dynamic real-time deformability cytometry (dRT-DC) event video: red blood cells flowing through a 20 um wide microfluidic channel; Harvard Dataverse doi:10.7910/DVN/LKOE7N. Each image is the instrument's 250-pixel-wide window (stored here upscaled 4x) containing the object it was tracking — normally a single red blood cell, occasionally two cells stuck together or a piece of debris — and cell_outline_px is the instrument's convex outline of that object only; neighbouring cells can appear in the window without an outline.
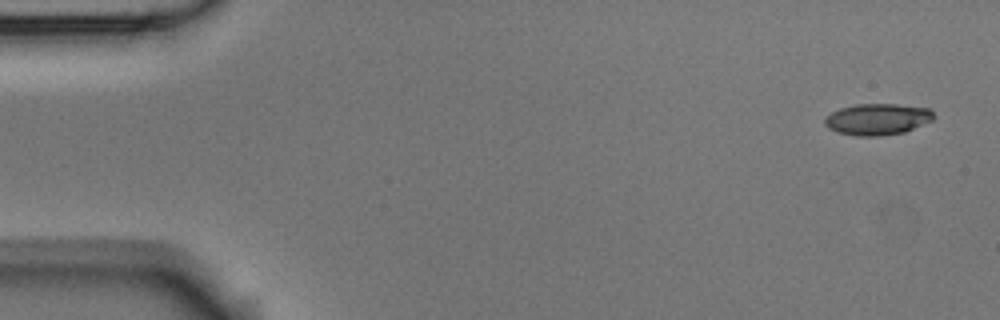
{"species": "Egyptian fruit bat (a non-hibernating species)", "species_latin": "Rousettus aegyptiacus", "temperature_condition": "room temperature", "stored_images_in_passage": 4, "camera_frame_rate_fps": 3000, "um_per_image_px": 0.085, "animal": {"sex": "male"}, "frame": {"image": 1, "passage_image": 1, "time_ms": 0.0, "image_size_px": [1000, 320], "cell_outline_px": [[936, 116], [932, 120], [904, 132], [880, 136], [856, 136], [836, 132], [828, 128], [824, 124], [824, 116], [840, 108], [856, 104], [896, 104], [932, 108]], "centroid_in_image_um": [74.58, 10.13], "position_along_channel_um": 10.4, "area_um2": 20.17}}
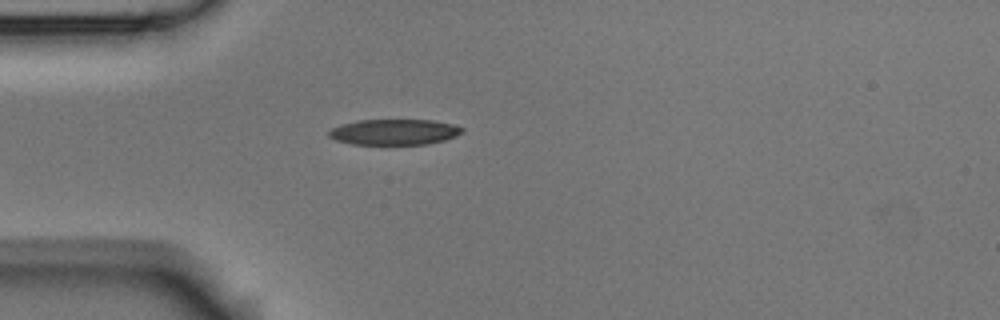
{"frame": {"image": 2, "passage_image": 4, "time_ms": 4.333, "image_size_px": [1000, 320], "cell_outline_px": [[464, 132], [444, 140], [428, 144], [352, 144], [336, 140], [328, 136], [328, 132], [332, 128], [340, 124], [360, 120], [432, 120], [452, 124], [464, 128]], "centroid_in_image_um": [33.5, 11.22], "position_along_channel_um": 51.5, "area_um2": 19.88}}